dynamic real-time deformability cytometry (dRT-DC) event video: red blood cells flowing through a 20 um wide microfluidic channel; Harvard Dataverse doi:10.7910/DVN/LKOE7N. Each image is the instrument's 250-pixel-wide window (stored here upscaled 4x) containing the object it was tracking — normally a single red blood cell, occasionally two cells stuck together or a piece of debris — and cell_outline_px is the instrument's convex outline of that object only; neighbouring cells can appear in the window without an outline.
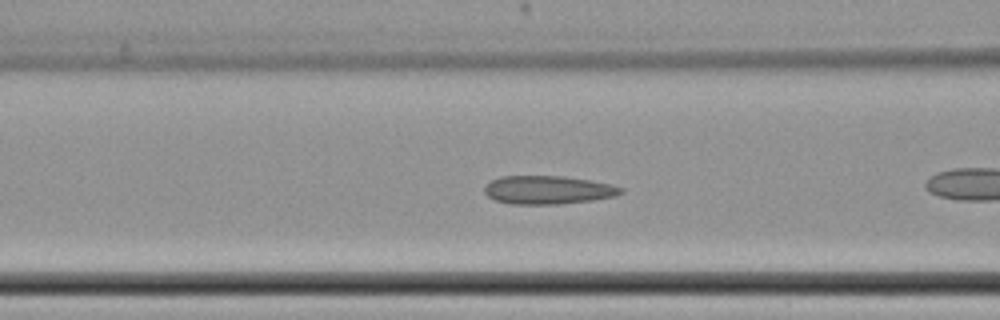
{"species": "common noctule bat (a hibernating species)", "species_latin": "Nyctalus noctula", "temperature_condition": "cold", "stored_images_in_passage": 29, "segment_of_instrument_passage": [1, 2], "camera_frame_rate_fps": 3000, "um_per_image_px": 0.085, "animal": {"sex": "female", "body_mass_g": 22.7, "forearm_length_mm": 54.2}, "frame": {"image": 1, "passage_image": 6, "time_ms": 1.667, "image_size_px": [1000, 320], "cell_outline_px": [[624, 192], [616, 196], [592, 200], [556, 204], [512, 204], [496, 200], [488, 196], [484, 192], [484, 188], [492, 180], [500, 176], [564, 176], [612, 184], [624, 188]], "centroid_in_image_um": [46.61, 16.14], "position_along_channel_um": 120.0, "area_um2": 22.48}}
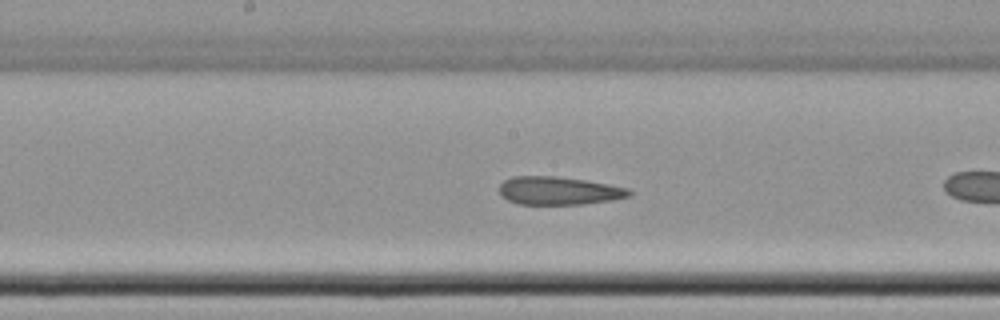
{"frame": {"image": 2, "passage_image": 13, "time_ms": 4.0, "image_size_px": [1000, 320], "cell_outline_px": [[632, 196], [612, 200], [584, 204], [516, 204], [500, 196], [500, 184], [504, 180], [512, 176], [556, 176], [584, 180], [608, 184], [628, 188], [632, 192]], "centroid_in_image_um": [47.49, 16.21], "position_along_channel_um": 200.7, "area_um2": 21.39}}
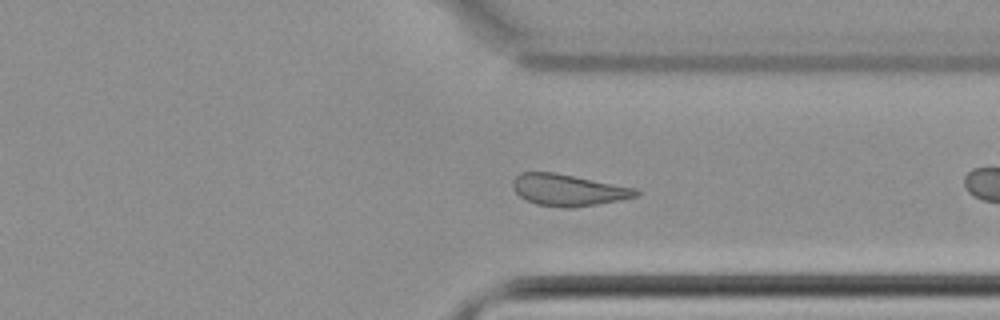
{"frame": {"image": 3, "passage_image": 27, "time_ms": 8.667, "image_size_px": [1000, 320], "cell_outline_px": [[640, 192], [636, 196], [620, 200], [572, 208], [564, 208], [536, 204], [520, 196], [516, 192], [512, 184], [512, 180], [520, 172], [556, 172], [636, 188]], "centroid_in_image_um": [48.29, 16.14], "position_along_channel_um": 363.1, "area_um2": 22.66}}